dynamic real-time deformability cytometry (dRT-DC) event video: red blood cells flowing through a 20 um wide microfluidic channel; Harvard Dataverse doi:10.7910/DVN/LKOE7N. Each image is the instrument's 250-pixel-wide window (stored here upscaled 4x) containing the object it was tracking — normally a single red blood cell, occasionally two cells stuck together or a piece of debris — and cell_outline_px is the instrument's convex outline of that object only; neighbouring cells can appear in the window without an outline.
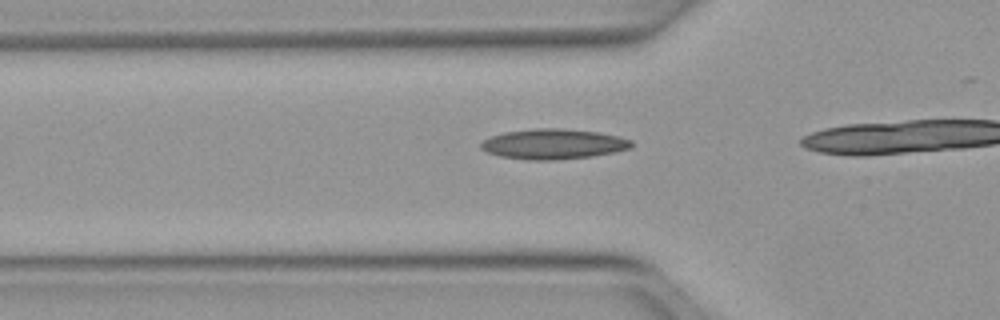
{"species": "Egyptian fruit bat (a non-hibernating species)", "species_latin": "Rousettus aegyptiacus", "temperature_condition": "warm", "stored_images_in_passage": 8, "camera_frame_rate_fps": 3000, "um_per_image_px": 0.085, "animal": {"sex": "female"}, "frame": {"image": 1, "passage_image": 3, "time_ms": 0.667, "image_size_px": [1000, 320], "cell_outline_px": [[632, 148], [616, 152], [592, 156], [556, 160], [528, 160], [500, 156], [488, 152], [480, 148], [480, 144], [484, 140], [492, 136], [504, 132], [536, 128], [560, 128], [600, 132], [620, 136], [632, 140]], "centroid_in_image_um": [47.08, 12.24], "position_along_channel_um": 78.7, "area_um2": 26.65}}